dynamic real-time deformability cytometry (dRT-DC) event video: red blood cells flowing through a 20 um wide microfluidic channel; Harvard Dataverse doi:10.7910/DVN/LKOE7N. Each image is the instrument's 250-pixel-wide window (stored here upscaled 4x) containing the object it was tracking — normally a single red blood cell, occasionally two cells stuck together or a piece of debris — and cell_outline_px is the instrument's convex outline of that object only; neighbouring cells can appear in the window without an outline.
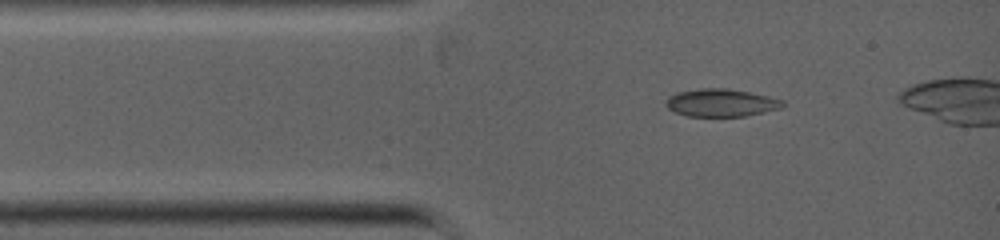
{"species": "common noctule bat (a hibernating species)", "species_latin": "Nyctalus noctula", "temperature_condition": "warm", "stored_images_in_passage": 4, "camera_frame_rate_fps": 5000, "um_per_image_px": 0.085, "animal": {"sex": "female", "body_mass_g": 19.0, "forearm_length_mm": 53.3}, "frame": {"image": 1, "passage_image": 2, "time_ms": 0.4, "image_size_px": [1000, 240], "cell_outline_px": [[784, 104], [780, 108], [764, 112], [744, 116], [688, 116], [676, 112], [668, 108], [664, 104], [664, 100], [668, 96], [676, 92], [700, 88], [728, 88], [768, 96], [784, 100]], "centroid_in_image_um": [61.25, 8.72], "position_along_channel_um": 23.8, "area_um2": 18.9}}